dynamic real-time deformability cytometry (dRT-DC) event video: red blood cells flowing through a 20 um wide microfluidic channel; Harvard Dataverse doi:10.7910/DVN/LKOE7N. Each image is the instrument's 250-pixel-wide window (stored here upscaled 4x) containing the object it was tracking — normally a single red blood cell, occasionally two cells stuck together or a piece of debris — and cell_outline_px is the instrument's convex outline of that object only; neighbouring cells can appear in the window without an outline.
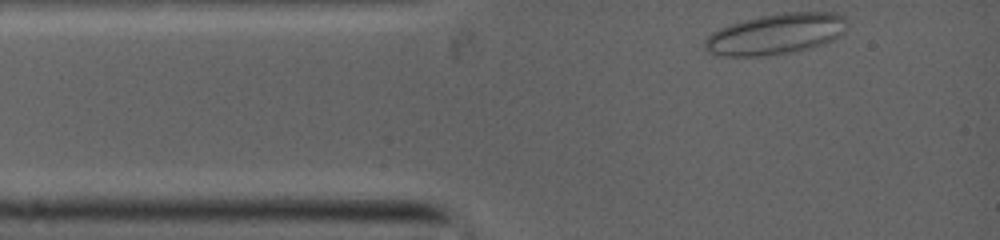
{"species": "common noctule bat (a hibernating species)", "species_latin": "Nyctalus noctula", "temperature_condition": "warm", "stored_images_in_passage": 3, "segment_of_instrument_passage": [2, 2], "camera_frame_rate_fps": 5000, "um_per_image_px": 0.085, "animal": {"sex": "female", "body_mass_g": 19.0, "forearm_length_mm": 53.3}, "frame": {"image": 1, "passage_image": 3, "time_ms": 2.0, "image_size_px": [1000, 240], "cell_outline_px": [[840, 16], [836, 36], [828, 40], [804, 48], [784, 52], [756, 56], [724, 56], [712, 52], [708, 48], [708, 36], [712, 32], [720, 28], [744, 20], [776, 12], [832, 12]], "centroid_in_image_um": [65.79, 2.86], "position_along_channel_um": 19.2, "area_um2": 31.56}}